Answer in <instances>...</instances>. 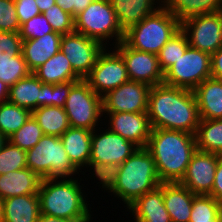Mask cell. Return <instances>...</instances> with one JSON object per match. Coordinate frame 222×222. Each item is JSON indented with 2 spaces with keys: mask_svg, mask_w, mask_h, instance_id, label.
Returning a JSON list of instances; mask_svg holds the SVG:
<instances>
[{
  "mask_svg": "<svg viewBox=\"0 0 222 222\" xmlns=\"http://www.w3.org/2000/svg\"><path fill=\"white\" fill-rule=\"evenodd\" d=\"M64 110L70 127L93 131L96 129L98 119L104 113L102 97L95 93L84 79H81L71 87Z\"/></svg>",
  "mask_w": 222,
  "mask_h": 222,
  "instance_id": "9",
  "label": "cell"
},
{
  "mask_svg": "<svg viewBox=\"0 0 222 222\" xmlns=\"http://www.w3.org/2000/svg\"><path fill=\"white\" fill-rule=\"evenodd\" d=\"M209 195L214 197L219 203H222V155H219L218 158L214 184Z\"/></svg>",
  "mask_w": 222,
  "mask_h": 222,
  "instance_id": "43",
  "label": "cell"
},
{
  "mask_svg": "<svg viewBox=\"0 0 222 222\" xmlns=\"http://www.w3.org/2000/svg\"><path fill=\"white\" fill-rule=\"evenodd\" d=\"M44 136L42 128L31 115L23 126L12 134L8 141L24 151L30 150Z\"/></svg>",
  "mask_w": 222,
  "mask_h": 222,
  "instance_id": "35",
  "label": "cell"
},
{
  "mask_svg": "<svg viewBox=\"0 0 222 222\" xmlns=\"http://www.w3.org/2000/svg\"><path fill=\"white\" fill-rule=\"evenodd\" d=\"M211 77V55L189 47L180 58L164 72V84L194 90Z\"/></svg>",
  "mask_w": 222,
  "mask_h": 222,
  "instance_id": "10",
  "label": "cell"
},
{
  "mask_svg": "<svg viewBox=\"0 0 222 222\" xmlns=\"http://www.w3.org/2000/svg\"><path fill=\"white\" fill-rule=\"evenodd\" d=\"M20 24L14 0H0V31L19 32Z\"/></svg>",
  "mask_w": 222,
  "mask_h": 222,
  "instance_id": "39",
  "label": "cell"
},
{
  "mask_svg": "<svg viewBox=\"0 0 222 222\" xmlns=\"http://www.w3.org/2000/svg\"><path fill=\"white\" fill-rule=\"evenodd\" d=\"M32 115L29 109L8 101L0 103V132L8 139Z\"/></svg>",
  "mask_w": 222,
  "mask_h": 222,
  "instance_id": "31",
  "label": "cell"
},
{
  "mask_svg": "<svg viewBox=\"0 0 222 222\" xmlns=\"http://www.w3.org/2000/svg\"><path fill=\"white\" fill-rule=\"evenodd\" d=\"M150 86L127 81L102 96L103 112L144 113L148 110Z\"/></svg>",
  "mask_w": 222,
  "mask_h": 222,
  "instance_id": "15",
  "label": "cell"
},
{
  "mask_svg": "<svg viewBox=\"0 0 222 222\" xmlns=\"http://www.w3.org/2000/svg\"><path fill=\"white\" fill-rule=\"evenodd\" d=\"M56 180H41L38 191L40 213L71 220H90L91 215L78 180Z\"/></svg>",
  "mask_w": 222,
  "mask_h": 222,
  "instance_id": "4",
  "label": "cell"
},
{
  "mask_svg": "<svg viewBox=\"0 0 222 222\" xmlns=\"http://www.w3.org/2000/svg\"><path fill=\"white\" fill-rule=\"evenodd\" d=\"M107 188L120 197L127 208L146 192L161 185L155 161L146 147L137 148L121 165L111 170L103 179Z\"/></svg>",
  "mask_w": 222,
  "mask_h": 222,
  "instance_id": "2",
  "label": "cell"
},
{
  "mask_svg": "<svg viewBox=\"0 0 222 222\" xmlns=\"http://www.w3.org/2000/svg\"><path fill=\"white\" fill-rule=\"evenodd\" d=\"M136 222H172L163 200V182L140 196L129 207Z\"/></svg>",
  "mask_w": 222,
  "mask_h": 222,
  "instance_id": "20",
  "label": "cell"
},
{
  "mask_svg": "<svg viewBox=\"0 0 222 222\" xmlns=\"http://www.w3.org/2000/svg\"><path fill=\"white\" fill-rule=\"evenodd\" d=\"M211 77L222 80V47L211 55Z\"/></svg>",
  "mask_w": 222,
  "mask_h": 222,
  "instance_id": "44",
  "label": "cell"
},
{
  "mask_svg": "<svg viewBox=\"0 0 222 222\" xmlns=\"http://www.w3.org/2000/svg\"><path fill=\"white\" fill-rule=\"evenodd\" d=\"M55 2L65 12H67L68 14L72 15L75 18L76 0H55Z\"/></svg>",
  "mask_w": 222,
  "mask_h": 222,
  "instance_id": "46",
  "label": "cell"
},
{
  "mask_svg": "<svg viewBox=\"0 0 222 222\" xmlns=\"http://www.w3.org/2000/svg\"><path fill=\"white\" fill-rule=\"evenodd\" d=\"M44 84L79 81L82 78L73 70L70 61L59 51L33 72Z\"/></svg>",
  "mask_w": 222,
  "mask_h": 222,
  "instance_id": "26",
  "label": "cell"
},
{
  "mask_svg": "<svg viewBox=\"0 0 222 222\" xmlns=\"http://www.w3.org/2000/svg\"><path fill=\"white\" fill-rule=\"evenodd\" d=\"M189 47L186 34L180 29L169 39L157 55L161 70L165 72Z\"/></svg>",
  "mask_w": 222,
  "mask_h": 222,
  "instance_id": "34",
  "label": "cell"
},
{
  "mask_svg": "<svg viewBox=\"0 0 222 222\" xmlns=\"http://www.w3.org/2000/svg\"><path fill=\"white\" fill-rule=\"evenodd\" d=\"M84 80L102 97L130 79L122 56L117 51L107 53L104 48Z\"/></svg>",
  "mask_w": 222,
  "mask_h": 222,
  "instance_id": "12",
  "label": "cell"
},
{
  "mask_svg": "<svg viewBox=\"0 0 222 222\" xmlns=\"http://www.w3.org/2000/svg\"><path fill=\"white\" fill-rule=\"evenodd\" d=\"M9 85L0 80V103L8 100Z\"/></svg>",
  "mask_w": 222,
  "mask_h": 222,
  "instance_id": "50",
  "label": "cell"
},
{
  "mask_svg": "<svg viewBox=\"0 0 222 222\" xmlns=\"http://www.w3.org/2000/svg\"><path fill=\"white\" fill-rule=\"evenodd\" d=\"M146 148L161 182H180L197 151L194 134L169 129H152Z\"/></svg>",
  "mask_w": 222,
  "mask_h": 222,
  "instance_id": "3",
  "label": "cell"
},
{
  "mask_svg": "<svg viewBox=\"0 0 222 222\" xmlns=\"http://www.w3.org/2000/svg\"><path fill=\"white\" fill-rule=\"evenodd\" d=\"M53 32L51 24L46 19L43 13L34 16L29 21L20 25L19 35L21 39H36L43 35Z\"/></svg>",
  "mask_w": 222,
  "mask_h": 222,
  "instance_id": "38",
  "label": "cell"
},
{
  "mask_svg": "<svg viewBox=\"0 0 222 222\" xmlns=\"http://www.w3.org/2000/svg\"><path fill=\"white\" fill-rule=\"evenodd\" d=\"M92 130L69 127L61 136L64 149L72 164L80 169L89 166Z\"/></svg>",
  "mask_w": 222,
  "mask_h": 222,
  "instance_id": "24",
  "label": "cell"
},
{
  "mask_svg": "<svg viewBox=\"0 0 222 222\" xmlns=\"http://www.w3.org/2000/svg\"><path fill=\"white\" fill-rule=\"evenodd\" d=\"M147 115L152 129H169L196 134L200 123L194 91L164 83L152 86Z\"/></svg>",
  "mask_w": 222,
  "mask_h": 222,
  "instance_id": "1",
  "label": "cell"
},
{
  "mask_svg": "<svg viewBox=\"0 0 222 222\" xmlns=\"http://www.w3.org/2000/svg\"><path fill=\"white\" fill-rule=\"evenodd\" d=\"M32 116L44 135L60 137L70 127L68 116L62 107L41 106L32 111Z\"/></svg>",
  "mask_w": 222,
  "mask_h": 222,
  "instance_id": "29",
  "label": "cell"
},
{
  "mask_svg": "<svg viewBox=\"0 0 222 222\" xmlns=\"http://www.w3.org/2000/svg\"><path fill=\"white\" fill-rule=\"evenodd\" d=\"M195 138L198 151L222 155V119H200Z\"/></svg>",
  "mask_w": 222,
  "mask_h": 222,
  "instance_id": "30",
  "label": "cell"
},
{
  "mask_svg": "<svg viewBox=\"0 0 222 222\" xmlns=\"http://www.w3.org/2000/svg\"><path fill=\"white\" fill-rule=\"evenodd\" d=\"M26 161L27 168L41 179H67L78 171L57 136L44 135L35 146L26 151Z\"/></svg>",
  "mask_w": 222,
  "mask_h": 222,
  "instance_id": "6",
  "label": "cell"
},
{
  "mask_svg": "<svg viewBox=\"0 0 222 222\" xmlns=\"http://www.w3.org/2000/svg\"><path fill=\"white\" fill-rule=\"evenodd\" d=\"M28 69L23 55L12 56L7 52L0 53V80L11 86L18 80L28 76Z\"/></svg>",
  "mask_w": 222,
  "mask_h": 222,
  "instance_id": "33",
  "label": "cell"
},
{
  "mask_svg": "<svg viewBox=\"0 0 222 222\" xmlns=\"http://www.w3.org/2000/svg\"><path fill=\"white\" fill-rule=\"evenodd\" d=\"M0 222H3V202L0 199Z\"/></svg>",
  "mask_w": 222,
  "mask_h": 222,
  "instance_id": "52",
  "label": "cell"
},
{
  "mask_svg": "<svg viewBox=\"0 0 222 222\" xmlns=\"http://www.w3.org/2000/svg\"><path fill=\"white\" fill-rule=\"evenodd\" d=\"M41 178L30 168L0 175V199L38 194Z\"/></svg>",
  "mask_w": 222,
  "mask_h": 222,
  "instance_id": "22",
  "label": "cell"
},
{
  "mask_svg": "<svg viewBox=\"0 0 222 222\" xmlns=\"http://www.w3.org/2000/svg\"><path fill=\"white\" fill-rule=\"evenodd\" d=\"M2 202L3 222H37L40 215L38 194L14 196Z\"/></svg>",
  "mask_w": 222,
  "mask_h": 222,
  "instance_id": "25",
  "label": "cell"
},
{
  "mask_svg": "<svg viewBox=\"0 0 222 222\" xmlns=\"http://www.w3.org/2000/svg\"><path fill=\"white\" fill-rule=\"evenodd\" d=\"M181 30L190 47L212 55L222 47V11L191 17L181 22Z\"/></svg>",
  "mask_w": 222,
  "mask_h": 222,
  "instance_id": "11",
  "label": "cell"
},
{
  "mask_svg": "<svg viewBox=\"0 0 222 222\" xmlns=\"http://www.w3.org/2000/svg\"><path fill=\"white\" fill-rule=\"evenodd\" d=\"M200 119H222V80L209 77L194 90Z\"/></svg>",
  "mask_w": 222,
  "mask_h": 222,
  "instance_id": "21",
  "label": "cell"
},
{
  "mask_svg": "<svg viewBox=\"0 0 222 222\" xmlns=\"http://www.w3.org/2000/svg\"><path fill=\"white\" fill-rule=\"evenodd\" d=\"M34 73L9 86L8 102L29 109L31 112L41 107V85Z\"/></svg>",
  "mask_w": 222,
  "mask_h": 222,
  "instance_id": "27",
  "label": "cell"
},
{
  "mask_svg": "<svg viewBox=\"0 0 222 222\" xmlns=\"http://www.w3.org/2000/svg\"><path fill=\"white\" fill-rule=\"evenodd\" d=\"M61 38V34L53 31L41 38L23 41L22 55L32 73L60 51Z\"/></svg>",
  "mask_w": 222,
  "mask_h": 222,
  "instance_id": "18",
  "label": "cell"
},
{
  "mask_svg": "<svg viewBox=\"0 0 222 222\" xmlns=\"http://www.w3.org/2000/svg\"><path fill=\"white\" fill-rule=\"evenodd\" d=\"M123 32L139 24L146 16L162 7H154L155 0H109Z\"/></svg>",
  "mask_w": 222,
  "mask_h": 222,
  "instance_id": "23",
  "label": "cell"
},
{
  "mask_svg": "<svg viewBox=\"0 0 222 222\" xmlns=\"http://www.w3.org/2000/svg\"><path fill=\"white\" fill-rule=\"evenodd\" d=\"M54 32L61 35L75 32L74 17L55 4L43 12Z\"/></svg>",
  "mask_w": 222,
  "mask_h": 222,
  "instance_id": "37",
  "label": "cell"
},
{
  "mask_svg": "<svg viewBox=\"0 0 222 222\" xmlns=\"http://www.w3.org/2000/svg\"><path fill=\"white\" fill-rule=\"evenodd\" d=\"M77 81L53 84V106L64 108L71 87Z\"/></svg>",
  "mask_w": 222,
  "mask_h": 222,
  "instance_id": "42",
  "label": "cell"
},
{
  "mask_svg": "<svg viewBox=\"0 0 222 222\" xmlns=\"http://www.w3.org/2000/svg\"><path fill=\"white\" fill-rule=\"evenodd\" d=\"M35 2L41 13L56 4L55 0H35Z\"/></svg>",
  "mask_w": 222,
  "mask_h": 222,
  "instance_id": "49",
  "label": "cell"
},
{
  "mask_svg": "<svg viewBox=\"0 0 222 222\" xmlns=\"http://www.w3.org/2000/svg\"><path fill=\"white\" fill-rule=\"evenodd\" d=\"M27 168L26 151L7 141L0 151V175Z\"/></svg>",
  "mask_w": 222,
  "mask_h": 222,
  "instance_id": "36",
  "label": "cell"
},
{
  "mask_svg": "<svg viewBox=\"0 0 222 222\" xmlns=\"http://www.w3.org/2000/svg\"><path fill=\"white\" fill-rule=\"evenodd\" d=\"M180 23L198 15L222 11V0H163Z\"/></svg>",
  "mask_w": 222,
  "mask_h": 222,
  "instance_id": "28",
  "label": "cell"
},
{
  "mask_svg": "<svg viewBox=\"0 0 222 222\" xmlns=\"http://www.w3.org/2000/svg\"><path fill=\"white\" fill-rule=\"evenodd\" d=\"M189 222H222L221 203L210 195H195Z\"/></svg>",
  "mask_w": 222,
  "mask_h": 222,
  "instance_id": "32",
  "label": "cell"
},
{
  "mask_svg": "<svg viewBox=\"0 0 222 222\" xmlns=\"http://www.w3.org/2000/svg\"><path fill=\"white\" fill-rule=\"evenodd\" d=\"M94 0H76L75 17L84 11Z\"/></svg>",
  "mask_w": 222,
  "mask_h": 222,
  "instance_id": "48",
  "label": "cell"
},
{
  "mask_svg": "<svg viewBox=\"0 0 222 222\" xmlns=\"http://www.w3.org/2000/svg\"><path fill=\"white\" fill-rule=\"evenodd\" d=\"M8 141V139L0 132V151L2 150L4 144Z\"/></svg>",
  "mask_w": 222,
  "mask_h": 222,
  "instance_id": "51",
  "label": "cell"
},
{
  "mask_svg": "<svg viewBox=\"0 0 222 222\" xmlns=\"http://www.w3.org/2000/svg\"><path fill=\"white\" fill-rule=\"evenodd\" d=\"M115 45V51L122 56L131 81L144 83L150 87L164 82V72L160 68L157 55L135 50L123 40Z\"/></svg>",
  "mask_w": 222,
  "mask_h": 222,
  "instance_id": "14",
  "label": "cell"
},
{
  "mask_svg": "<svg viewBox=\"0 0 222 222\" xmlns=\"http://www.w3.org/2000/svg\"><path fill=\"white\" fill-rule=\"evenodd\" d=\"M104 48L106 47L97 40L77 32L62 35L61 38L60 51L82 79L90 73Z\"/></svg>",
  "mask_w": 222,
  "mask_h": 222,
  "instance_id": "13",
  "label": "cell"
},
{
  "mask_svg": "<svg viewBox=\"0 0 222 222\" xmlns=\"http://www.w3.org/2000/svg\"><path fill=\"white\" fill-rule=\"evenodd\" d=\"M218 158V154L197 150L192 155L185 176L180 183L193 194L209 195L214 184Z\"/></svg>",
  "mask_w": 222,
  "mask_h": 222,
  "instance_id": "16",
  "label": "cell"
},
{
  "mask_svg": "<svg viewBox=\"0 0 222 222\" xmlns=\"http://www.w3.org/2000/svg\"><path fill=\"white\" fill-rule=\"evenodd\" d=\"M74 21L75 32L97 40L102 45L110 37L116 38V44L124 39V32L109 0H94Z\"/></svg>",
  "mask_w": 222,
  "mask_h": 222,
  "instance_id": "8",
  "label": "cell"
},
{
  "mask_svg": "<svg viewBox=\"0 0 222 222\" xmlns=\"http://www.w3.org/2000/svg\"><path fill=\"white\" fill-rule=\"evenodd\" d=\"M41 106H53V84L41 85Z\"/></svg>",
  "mask_w": 222,
  "mask_h": 222,
  "instance_id": "45",
  "label": "cell"
},
{
  "mask_svg": "<svg viewBox=\"0 0 222 222\" xmlns=\"http://www.w3.org/2000/svg\"><path fill=\"white\" fill-rule=\"evenodd\" d=\"M161 6V9L124 32L123 41L129 47L158 55L169 39L181 29L180 21L164 4Z\"/></svg>",
  "mask_w": 222,
  "mask_h": 222,
  "instance_id": "5",
  "label": "cell"
},
{
  "mask_svg": "<svg viewBox=\"0 0 222 222\" xmlns=\"http://www.w3.org/2000/svg\"><path fill=\"white\" fill-rule=\"evenodd\" d=\"M110 117L109 130L121 135L138 148L147 146L152 132V126L147 112H114L107 113Z\"/></svg>",
  "mask_w": 222,
  "mask_h": 222,
  "instance_id": "17",
  "label": "cell"
},
{
  "mask_svg": "<svg viewBox=\"0 0 222 222\" xmlns=\"http://www.w3.org/2000/svg\"><path fill=\"white\" fill-rule=\"evenodd\" d=\"M94 131L91 138L89 167L94 168L95 176L101 180L111 170L121 165L138 147L109 129L100 135Z\"/></svg>",
  "mask_w": 222,
  "mask_h": 222,
  "instance_id": "7",
  "label": "cell"
},
{
  "mask_svg": "<svg viewBox=\"0 0 222 222\" xmlns=\"http://www.w3.org/2000/svg\"><path fill=\"white\" fill-rule=\"evenodd\" d=\"M195 195L180 182H163V200L172 222H189Z\"/></svg>",
  "mask_w": 222,
  "mask_h": 222,
  "instance_id": "19",
  "label": "cell"
},
{
  "mask_svg": "<svg viewBox=\"0 0 222 222\" xmlns=\"http://www.w3.org/2000/svg\"><path fill=\"white\" fill-rule=\"evenodd\" d=\"M90 220H71L65 218H58L54 216L41 214L38 217L37 222H89Z\"/></svg>",
  "mask_w": 222,
  "mask_h": 222,
  "instance_id": "47",
  "label": "cell"
},
{
  "mask_svg": "<svg viewBox=\"0 0 222 222\" xmlns=\"http://www.w3.org/2000/svg\"><path fill=\"white\" fill-rule=\"evenodd\" d=\"M14 3L20 25L41 14L35 0H14Z\"/></svg>",
  "mask_w": 222,
  "mask_h": 222,
  "instance_id": "41",
  "label": "cell"
},
{
  "mask_svg": "<svg viewBox=\"0 0 222 222\" xmlns=\"http://www.w3.org/2000/svg\"><path fill=\"white\" fill-rule=\"evenodd\" d=\"M23 40L19 32L0 31V53L7 52L13 57L22 54Z\"/></svg>",
  "mask_w": 222,
  "mask_h": 222,
  "instance_id": "40",
  "label": "cell"
}]
</instances>
